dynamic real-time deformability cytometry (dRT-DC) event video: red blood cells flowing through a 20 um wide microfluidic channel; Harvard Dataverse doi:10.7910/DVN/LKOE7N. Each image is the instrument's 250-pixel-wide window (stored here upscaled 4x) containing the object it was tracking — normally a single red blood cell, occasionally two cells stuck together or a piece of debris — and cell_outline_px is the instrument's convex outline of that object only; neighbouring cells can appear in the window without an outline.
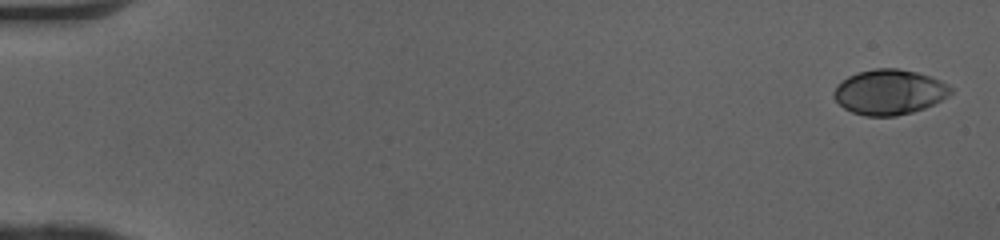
{"species": "human", "species_latin": "Homo sapiens", "temperature_condition": "cold", "stored_images_in_passage": 50, "camera_frame_rate_fps": 3000, "um_per_image_px": 0.085, "donor": {"sex": "female"}, "frame": {"image": 1, "passage_image": 1, "time_ms": 0.0, "image_size_px": [1000, 240], "cell_outline_px": [[952, 92], [948, 96], [924, 108], [912, 112], [896, 116], [864, 116], [852, 112], [844, 108], [832, 96], [832, 92], [836, 84], [848, 76], [856, 72], [876, 68], [896, 68], [916, 72], [940, 80], [948, 84], [952, 88]], "centroid_in_image_um": [75.55, 7.82], "position_along_channel_um": 9.5, "area_um2": 30.81}}
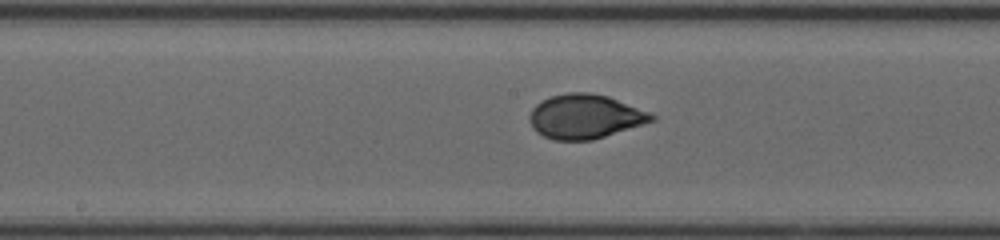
{"frame": {"image": 2, "passage_image": 27, "time_ms": 8.667, "image_size_px": [1000, 240], "cell_outline_px": [[656, 120], [592, 140], [552, 140], [536, 132], [532, 128], [528, 116], [532, 108], [540, 100], [552, 96], [568, 92], [588, 92], [608, 96], [648, 112], [656, 116]], "centroid_in_image_um": [49.68, 9.9], "position_along_channel_um": 198.5, "area_um2": 31.44}}
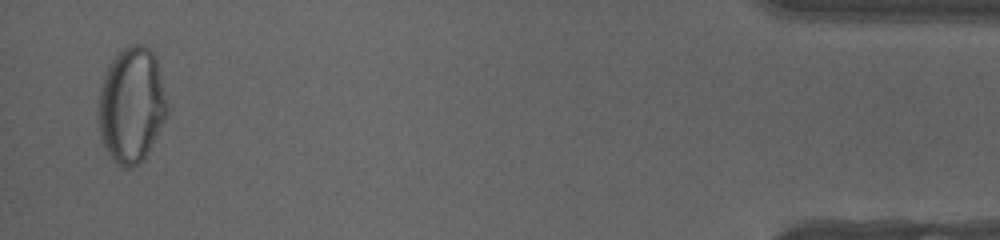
{"frame": {"image": 3, "passage_image": 49, "time_ms": 16.0, "image_size_px": [1000, 240], "cell_outline_px": [[168, 112], [144, 160], [140, 164], [132, 168], [124, 168], [112, 160], [100, 136], [96, 108], [100, 84], [108, 64], [116, 52], [132, 44], [144, 44], [156, 56], [168, 108]], "centroid_in_image_um": [11.14, 8.92], "position_along_channel_um": 424.1, "area_um2": 46.93}, "authors_computed_cell_mechanics": {"area_um2": 31.0675, "velocity_mm_per_s": 4.0976, "shape_relaxation_time_tau1_ms": 5.3715, "shape_relaxation_time_tau2_ms": null, "deformation_change_tau1": 0.1943, "deformation_change_tau2": null}}